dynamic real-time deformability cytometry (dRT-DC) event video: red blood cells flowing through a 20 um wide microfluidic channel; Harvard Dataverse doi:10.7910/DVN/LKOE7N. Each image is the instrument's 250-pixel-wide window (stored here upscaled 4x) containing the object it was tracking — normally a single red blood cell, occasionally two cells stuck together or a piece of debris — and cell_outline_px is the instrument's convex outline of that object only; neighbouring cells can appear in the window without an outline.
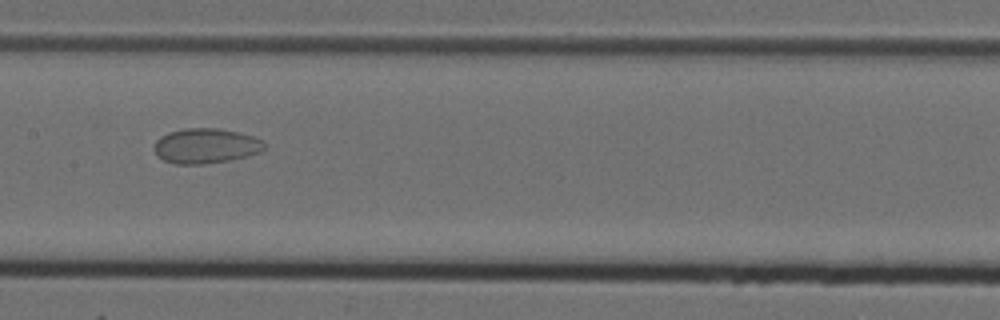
{"species": "Egyptian fruit bat (a non-hibernating species)", "species_latin": "Rousettus aegyptiacus", "temperature_condition": "cold", "stored_images_in_passage": 9, "camera_frame_rate_fps": 3000, "um_per_image_px": 0.085, "animal": {"sex": "female"}, "frame": {"image": 1, "passage_image": 6, "time_ms": 1.667, "image_size_px": [1000, 320], "cell_outline_px": [[264, 148], [260, 152], [248, 156], [228, 160], [204, 164], [176, 164], [164, 160], [156, 156], [152, 148], [156, 140], [160, 136], [168, 132], [184, 128], [220, 128], [252, 136], [260, 140], [264, 144]], "centroid_in_image_um": [17.42, 12.4], "position_along_channel_um": 190.0, "area_um2": 22.54}}
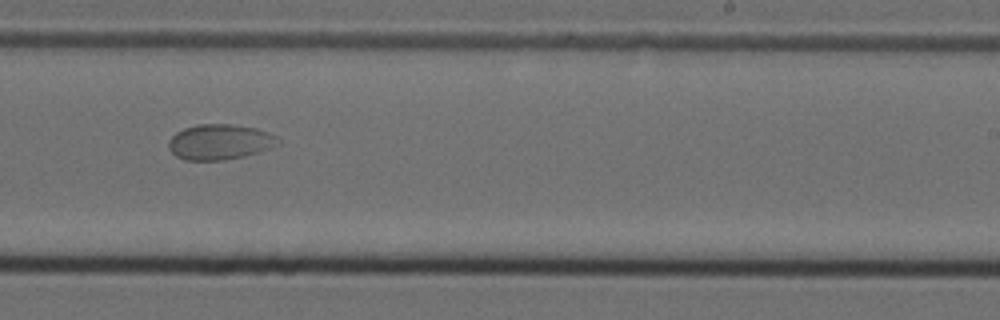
{"frame": {"image": 2, "passage_image": 8, "time_ms": 2.333, "image_size_px": [1000, 320], "cell_outline_px": [[280, 144], [260, 152], [244, 156], [224, 160], [184, 160], [176, 156], [168, 148], [168, 140], [176, 132], [184, 128], [196, 124], [236, 124], [256, 128], [268, 132], [276, 136], [280, 140]], "centroid_in_image_um": [18.69, 12.06], "position_along_channel_um": 270.3, "area_um2": 22.83}}
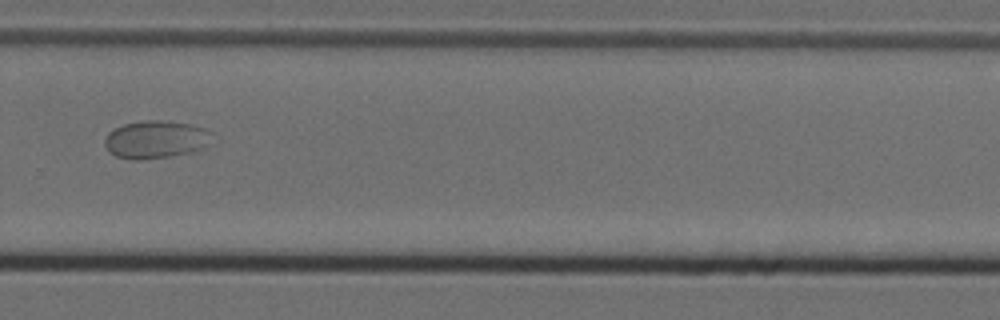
{"frame": {"image": 3, "passage_image": 9, "time_ms": 2.667, "image_size_px": [1000, 320], "cell_outline_px": [[212, 132], [204, 148], [192, 152], [172, 156], [140, 160], [132, 160], [116, 156], [108, 152], [104, 144], [104, 136], [108, 132], [124, 124], [144, 120], [160, 120], [192, 124], [204, 128]], "centroid_in_image_um": [13.19, 11.86], "position_along_channel_um": 316.6, "area_um2": 23.76}}